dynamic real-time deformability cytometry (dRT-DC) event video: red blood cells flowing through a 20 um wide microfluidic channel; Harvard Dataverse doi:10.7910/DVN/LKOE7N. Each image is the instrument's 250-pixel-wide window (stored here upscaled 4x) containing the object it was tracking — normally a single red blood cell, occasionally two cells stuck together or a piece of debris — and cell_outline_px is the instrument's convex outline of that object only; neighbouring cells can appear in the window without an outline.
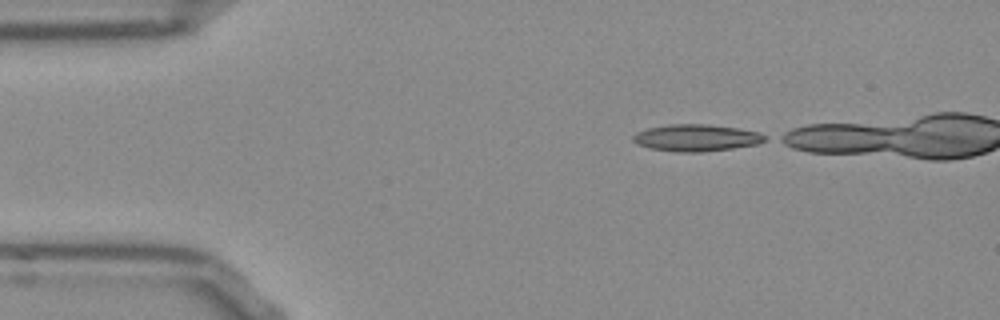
{"species": "Egyptian fruit bat (a non-hibernating species)", "species_latin": "Rousettus aegyptiacus", "temperature_condition": "room temperature", "stored_images_in_passage": 35, "camera_frame_rate_fps": 3000, "um_per_image_px": 0.085, "frame": {"image": 1, "passage_image": 1, "time_ms": 0.0, "image_size_px": [1000, 320], "cell_outline_px": [[768, 140], [760, 144], [732, 148], [700, 152], [676, 152], [652, 148], [636, 144], [632, 140], [632, 136], [636, 132], [648, 128], [668, 124], [708, 124], [736, 128], [760, 132], [768, 136]], "centroid_in_image_um": [59.22, 11.71], "position_along_channel_um": 25.8, "area_um2": 20.81}}
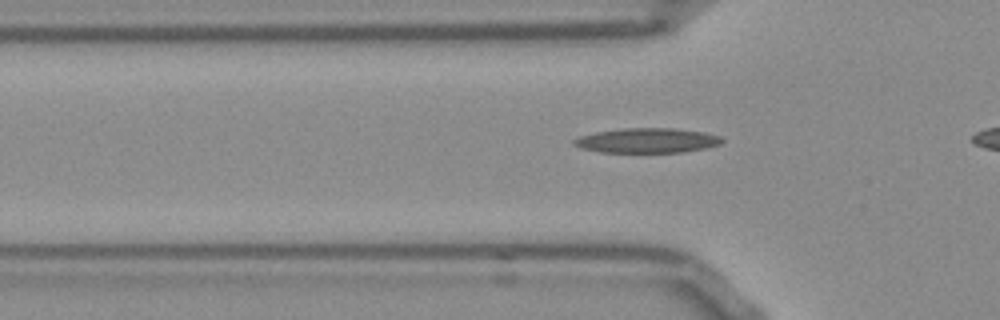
{"frame": {"image": 2, "passage_image": 9, "time_ms": 2.667, "image_size_px": [1000, 320], "cell_outline_px": [[724, 140], [720, 144], [704, 148], [684, 152], [600, 152], [580, 148], [572, 144], [572, 140], [580, 136], [596, 132], [624, 128], [676, 128], [704, 132], [720, 136]], "centroid_in_image_um": [54.99, 11.94], "position_along_channel_um": 70.8, "area_um2": 21.39}}
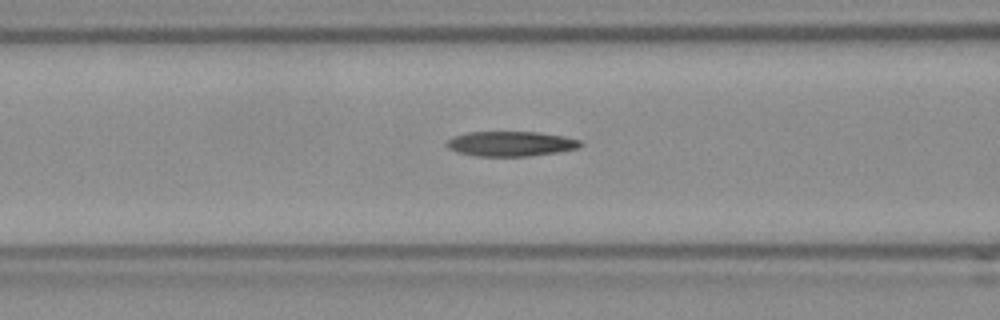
{"frame": {"image": 3, "passage_image": 13, "time_ms": 4.0, "image_size_px": [1000, 320], "cell_outline_px": [[584, 144], [580, 148], [556, 152], [528, 156], [476, 156], [456, 152], [448, 148], [444, 144], [452, 136], [468, 132], [540, 132], [564, 136], [580, 140]], "centroid_in_image_um": [43.41, 12.21], "position_along_channel_um": 123.2, "area_um2": 19.59}}